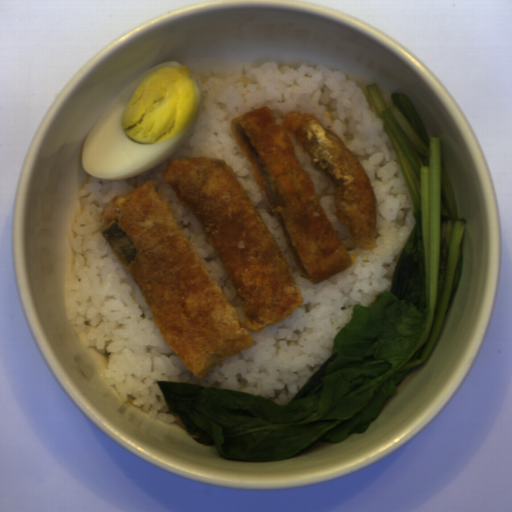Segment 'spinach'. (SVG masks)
Here are the masks:
<instances>
[{
  "mask_svg": "<svg viewBox=\"0 0 512 512\" xmlns=\"http://www.w3.org/2000/svg\"><path fill=\"white\" fill-rule=\"evenodd\" d=\"M384 120L414 208V226L394 267L390 292L355 304L334 350L289 404L209 385L158 382L168 411L190 436L224 459L277 462L319 442L362 434L399 382L426 362L460 287L466 224L459 220L441 138L430 136L411 99L387 107L365 86Z\"/></svg>",
  "mask_w": 512,
  "mask_h": 512,
  "instance_id": "cb11ae35",
  "label": "spinach"
}]
</instances>
